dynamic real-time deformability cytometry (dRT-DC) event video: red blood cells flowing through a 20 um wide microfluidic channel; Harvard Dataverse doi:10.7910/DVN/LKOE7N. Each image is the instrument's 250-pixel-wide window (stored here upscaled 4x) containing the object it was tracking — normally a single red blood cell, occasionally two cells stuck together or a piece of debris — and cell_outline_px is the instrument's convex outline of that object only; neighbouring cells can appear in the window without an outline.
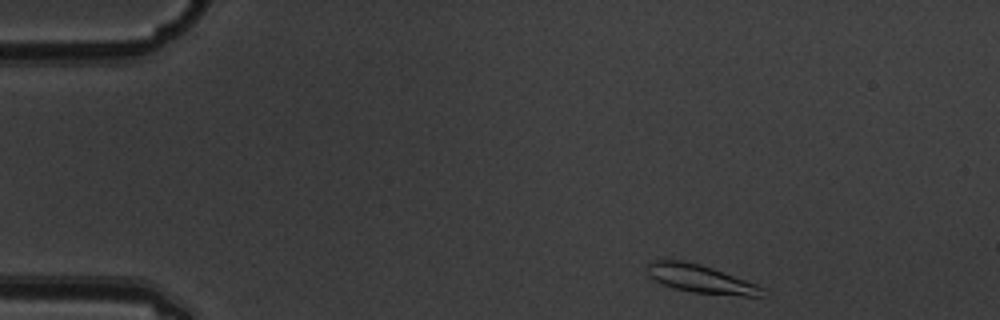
{"species": "common noctule bat (a hibernating species)", "species_latin": "Nyctalus noctula", "temperature_condition": "warm", "stored_images_in_passage": 7, "camera_frame_rate_fps": 3000, "um_per_image_px": 0.085, "animal": {"sex": "male", "body_mass_g": 19.5, "forearm_length_mm": 54.6}, "frame": {"image": 1, "passage_image": 1, "time_ms": 0.0, "image_size_px": [1000, 320], "cell_outline_px": [[768, 296], [740, 296], [692, 292], [660, 284], [648, 276], [644, 268], [648, 260], [664, 256], [684, 260], [700, 264], [712, 268], [756, 284], [764, 288]], "centroid_in_image_um": [59.42, 23.65], "position_along_channel_um": 25.6, "area_um2": 19.77}}
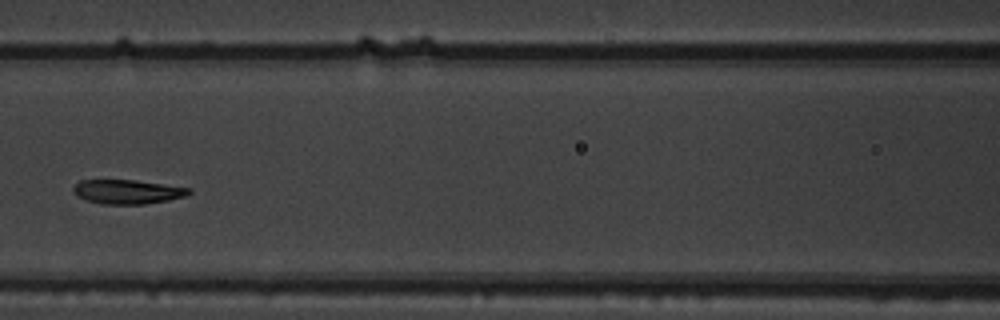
{"frame": {"image": 2, "passage_image": 6, "time_ms": 1.667, "image_size_px": [1000, 320], "cell_outline_px": [[192, 192], [188, 196], [168, 200], [144, 204], [100, 204], [88, 200], [72, 192], [72, 188], [80, 180], [136, 180], [192, 188]], "centroid_in_image_um": [10.88, 16.29], "position_along_channel_um": 155.7, "area_um2": 16.36}}
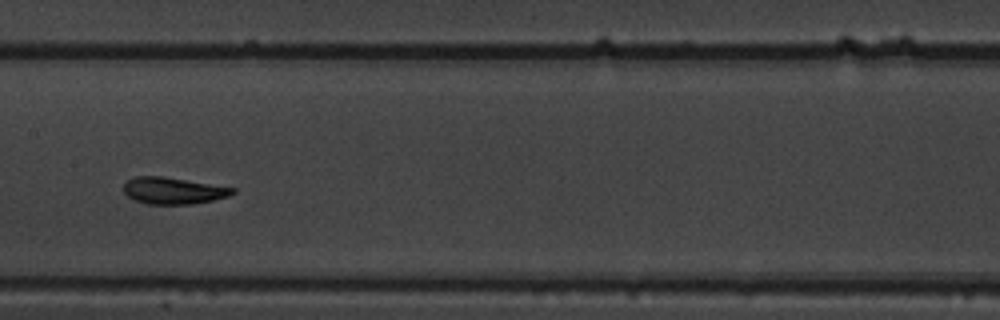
{"frame": {"image": 3, "passage_image": 7, "time_ms": 2.0, "image_size_px": [1000, 320], "cell_outline_px": [[236, 192], [228, 196], [212, 200], [192, 204], [148, 204], [136, 200], [128, 196], [124, 192], [124, 180], [136, 176], [164, 176], [236, 188]], "centroid_in_image_um": [14.71, 16.19], "position_along_channel_um": 192.7, "area_um2": 16.99}}